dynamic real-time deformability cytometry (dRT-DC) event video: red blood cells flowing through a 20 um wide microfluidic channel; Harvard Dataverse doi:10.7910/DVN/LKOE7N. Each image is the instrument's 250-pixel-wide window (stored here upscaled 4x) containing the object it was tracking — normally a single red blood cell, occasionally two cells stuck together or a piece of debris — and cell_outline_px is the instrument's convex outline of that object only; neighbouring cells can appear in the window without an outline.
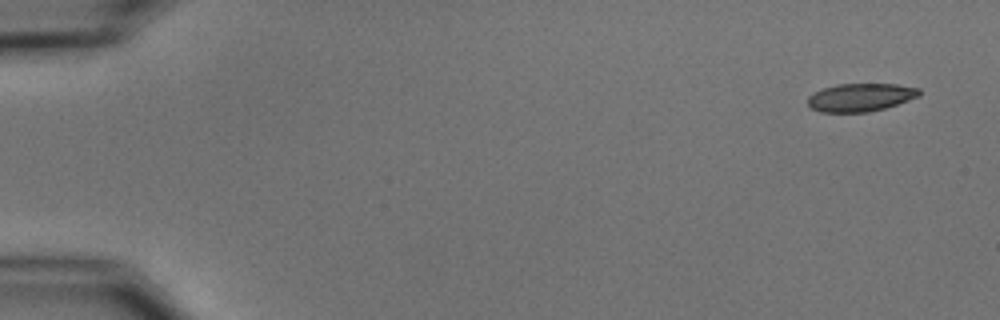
{"species": "common noctule bat (a hibernating species)", "species_latin": "Nyctalus noctula", "temperature_condition": "cold", "stored_images_in_passage": 5, "camera_frame_rate_fps": 3000, "um_per_image_px": 0.085, "animal": {"sex": "male", "body_mass_g": 15.6}, "frame": {"image": 1, "passage_image": 1, "time_ms": 0.0, "image_size_px": [1000, 320], "cell_outline_px": [[920, 96], [884, 108], [868, 112], [820, 112], [812, 108], [808, 104], [808, 96], [824, 88], [840, 84], [896, 84], [920, 88]], "centroid_in_image_um": [73.16, 8.27], "position_along_channel_um": 11.8, "area_um2": 18.03}}
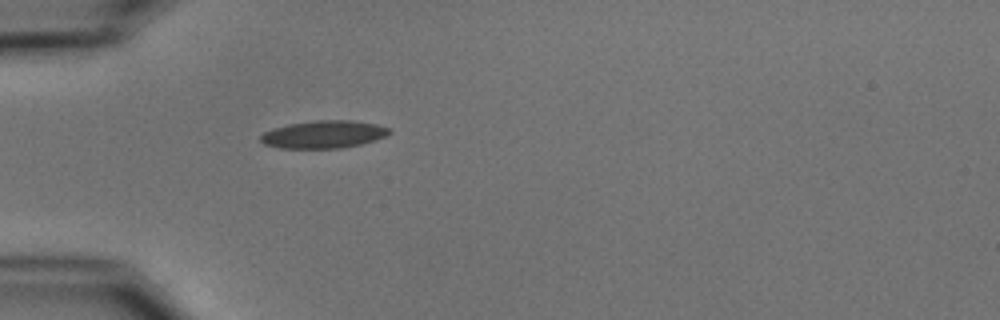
{"frame": {"image": 2, "passage_image": 5, "time_ms": 4.667, "image_size_px": [1000, 320], "cell_outline_px": [[392, 132], [384, 136], [360, 144], [340, 148], [280, 148], [264, 144], [260, 140], [260, 136], [264, 132], [272, 128], [288, 124], [316, 120], [352, 120], [376, 124], [392, 128]], "centroid_in_image_um": [27.5, 11.41], "position_along_channel_um": 57.5, "area_um2": 20.69}}